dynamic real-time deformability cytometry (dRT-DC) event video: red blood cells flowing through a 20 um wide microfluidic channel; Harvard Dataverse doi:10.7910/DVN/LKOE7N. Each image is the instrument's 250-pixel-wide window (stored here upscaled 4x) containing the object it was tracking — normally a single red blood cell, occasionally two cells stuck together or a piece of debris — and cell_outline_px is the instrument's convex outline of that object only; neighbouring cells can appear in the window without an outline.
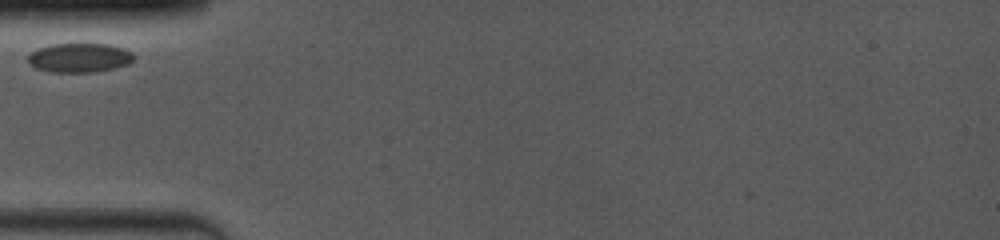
{"species": "common noctule bat (a hibernating species)", "species_latin": "Nyctalus noctula", "temperature_condition": "room temperature", "stored_images_in_passage": 21, "camera_frame_rate_fps": 4000, "um_per_image_px": 0.085, "animal": {"sex": "female", "body_mass_g": 19.0, "forearm_length_mm": 53.3}, "frame": {"image": 1, "passage_image": 1, "time_ms": 0.0, "image_size_px": [1000, 240], "cell_outline_px": [[136, 56], [128, 64], [112, 68], [92, 72], [48, 72], [36, 68], [28, 64], [28, 52], [36, 48], [52, 44], [108, 44], [132, 52]], "centroid_in_image_um": [6.68, 4.9], "position_along_channel_um": 78.3, "area_um2": 18.09}}
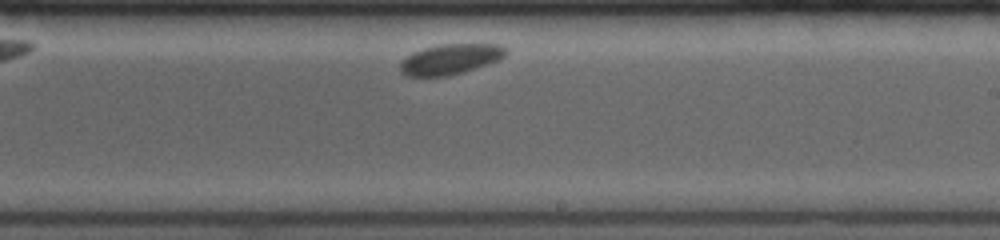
{"frame": {"image": 2, "passage_image": 12, "time_ms": 5.0, "image_size_px": [1000, 240], "cell_outline_px": [[508, 52], [500, 60], [464, 72], [448, 76], [404, 76], [400, 72], [400, 64], [412, 52], [424, 48], [440, 44], [500, 44], [508, 48]], "centroid_in_image_um": [38.32, 5.03], "position_along_channel_um": 250.7, "area_um2": 18.84}}
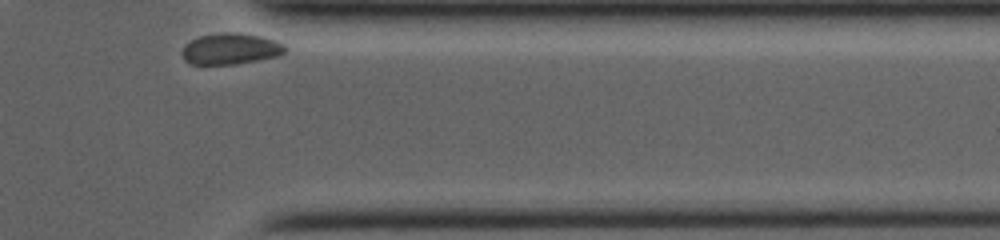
{"frame": {"image": 3, "passage_image": 21, "time_ms": 9.0, "image_size_px": [1000, 240], "cell_outline_px": [[288, 48], [284, 52], [276, 56], [256, 60], [232, 64], [188, 64], [184, 60], [184, 44], [200, 36], [224, 32], [236, 32], [260, 36], [284, 44]], "centroid_in_image_um": [19.59, 4.14], "position_along_channel_um": 391.8, "area_um2": 18.38}}